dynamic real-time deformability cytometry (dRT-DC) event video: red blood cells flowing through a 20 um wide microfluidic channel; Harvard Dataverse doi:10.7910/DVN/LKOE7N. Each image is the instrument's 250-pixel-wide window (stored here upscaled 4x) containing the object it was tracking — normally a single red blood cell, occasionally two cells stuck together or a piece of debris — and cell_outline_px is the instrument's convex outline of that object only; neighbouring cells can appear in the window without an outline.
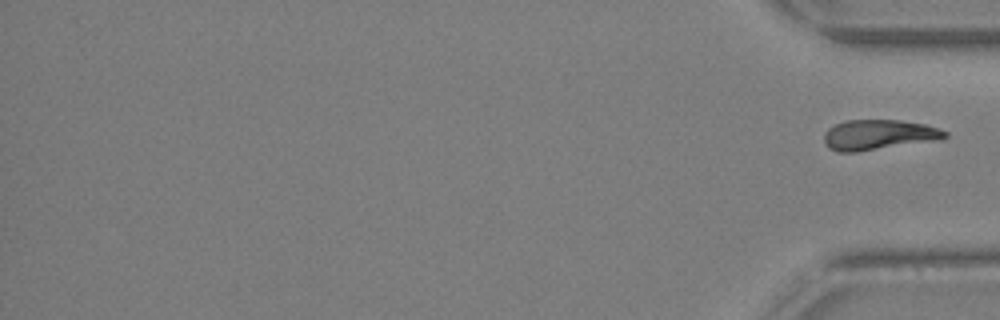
{"species": "Egyptian fruit bat (a non-hibernating species)", "species_latin": "Rousettus aegyptiacus", "temperature_condition": "warm", "stored_images_in_passage": 28, "segment_of_instrument_passage": [2, 2], "camera_frame_rate_fps": 3000, "um_per_image_px": 0.085, "animal": {"sex": "female"}, "frame": {"image": 1, "passage_image": 28, "time_ms": 9.0, "image_size_px": [1000, 320], "cell_outline_px": [[948, 136], [940, 140], [856, 152], [840, 152], [828, 148], [824, 140], [824, 132], [828, 128], [844, 120], [900, 120], [924, 124], [948, 132]], "centroid_in_image_um": [74.68, 11.46], "position_along_channel_um": 360.5, "area_um2": 21.33}}